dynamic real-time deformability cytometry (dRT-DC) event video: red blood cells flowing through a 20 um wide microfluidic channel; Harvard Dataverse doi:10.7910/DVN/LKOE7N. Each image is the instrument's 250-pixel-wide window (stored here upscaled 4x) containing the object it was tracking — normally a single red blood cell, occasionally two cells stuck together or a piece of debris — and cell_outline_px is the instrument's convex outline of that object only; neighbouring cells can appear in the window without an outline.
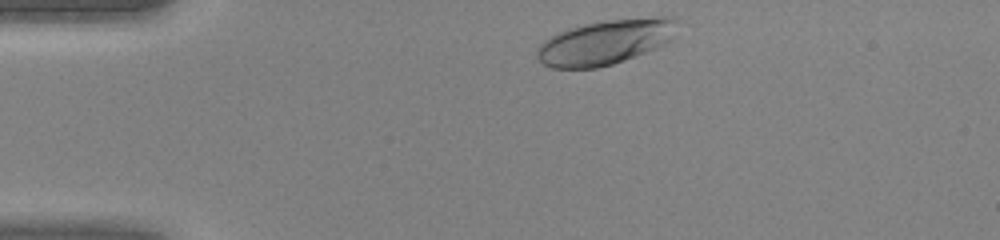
{"species": "human", "species_latin": "Homo sapiens", "temperature_condition": "warm", "stored_images_in_passage": 30, "camera_frame_rate_fps": 3000, "um_per_image_px": 0.085, "donor": {"sex": "female"}, "frame": {"image": 1, "passage_image": 1, "time_ms": 0.0, "image_size_px": [1000, 240], "cell_outline_px": [[680, 20], [676, 36], [672, 40], [656, 48], [636, 56], [612, 64], [596, 68], [552, 68], [544, 64], [536, 56], [536, 48], [544, 40], [568, 28], [584, 24], [604, 20], [660, 16], [672, 16]], "centroid_in_image_um": [51.54, 3.56], "position_along_channel_um": 33.5, "area_um2": 37.11}}
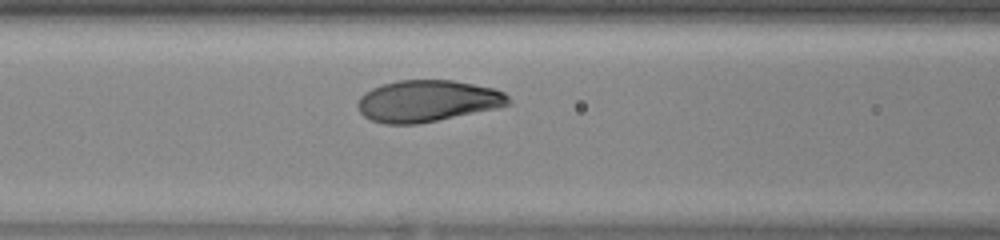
{"frame": {"image": 2, "passage_image": 11, "time_ms": 3.333, "image_size_px": [1000, 240], "cell_outline_px": [[512, 104], [496, 108], [416, 124], [384, 124], [372, 120], [364, 116], [360, 112], [356, 104], [360, 96], [364, 92], [372, 88], [396, 80], [452, 80], [492, 88], [504, 92], [512, 100]], "centroid_in_image_um": [36.31, 8.58], "position_along_channel_um": 130.3, "area_um2": 36.41}}
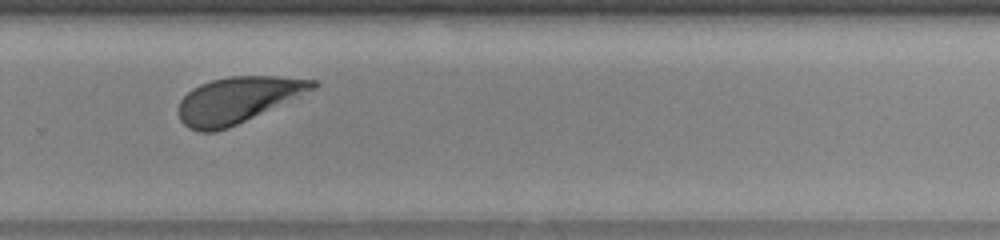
{"frame": {"image": 3, "passage_image": 23, "time_ms": 7.333, "image_size_px": [1000, 240], "cell_outline_px": [[320, 84], [316, 88], [228, 128], [216, 132], [200, 132], [188, 128], [180, 120], [176, 112], [180, 100], [192, 88], [200, 84], [212, 80], [232, 76], [280, 76], [320, 80]], "centroid_in_image_um": [20.17, 8.49], "position_along_channel_um": 309.6, "area_um2": 36.01}}